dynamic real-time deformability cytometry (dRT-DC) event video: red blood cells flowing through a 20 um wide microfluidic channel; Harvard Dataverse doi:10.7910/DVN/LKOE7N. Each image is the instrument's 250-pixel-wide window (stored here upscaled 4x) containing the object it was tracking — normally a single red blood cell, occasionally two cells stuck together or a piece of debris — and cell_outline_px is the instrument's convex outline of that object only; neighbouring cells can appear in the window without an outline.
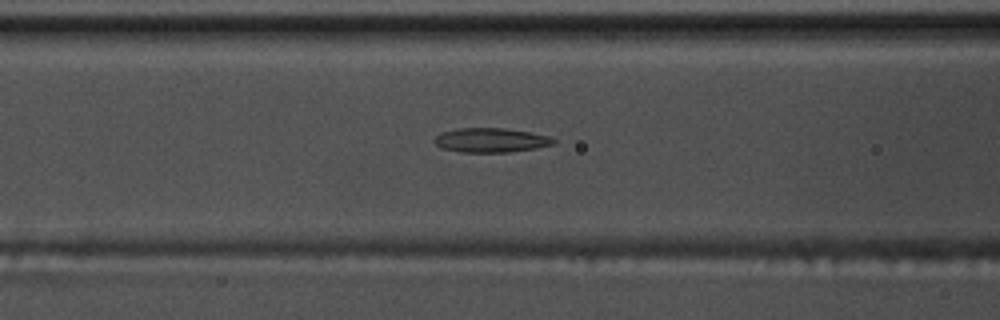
{"species": "common noctule bat (a hibernating species)", "species_latin": "Nyctalus noctula", "temperature_condition": "warm", "stored_images_in_passage": 46, "camera_frame_rate_fps": 3000, "um_per_image_px": 0.085, "animal": {"sex": "male", "body_mass_g": 17.5, "forearm_length_mm": 52.3}, "frame": {"image": 1, "passage_image": 23, "time_ms": 7.333, "image_size_px": [1000, 320], "cell_outline_px": [[556, 140], [552, 144], [536, 148], [512, 152], [460, 152], [440, 148], [432, 140], [440, 132], [460, 128], [504, 128], [528, 132], [548, 136]], "centroid_in_image_um": [41.66, 11.92], "position_along_channel_um": 124.9, "area_um2": 16.88}}
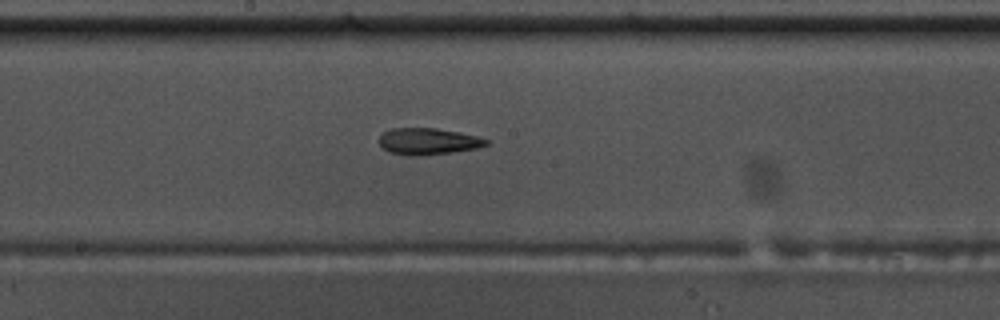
{"frame": {"image": 2, "passage_image": 30, "time_ms": 9.667, "image_size_px": [1000, 320], "cell_outline_px": [[492, 140], [488, 144], [476, 148], [452, 152], [416, 156], [412, 156], [388, 152], [380, 144], [380, 136], [384, 132], [392, 128], [436, 128], [460, 132]], "centroid_in_image_um": [36.41, 12.01], "position_along_channel_um": 211.8, "area_um2": 16.53}}
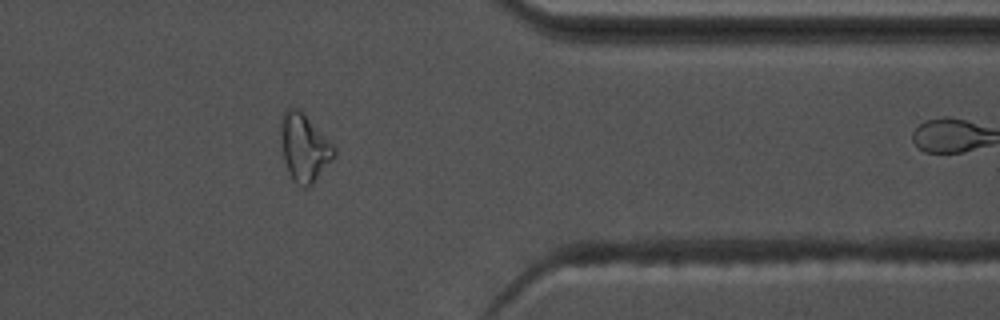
{"frame": {"image": 3, "passage_image": 45, "time_ms": 14.667, "image_size_px": [1000, 320], "cell_outline_px": [[336, 152], [312, 184], [304, 188], [296, 184], [292, 180], [288, 172], [284, 160], [280, 136], [280, 120], [284, 108], [300, 108], [304, 112], [336, 148]], "centroid_in_image_um": [25.81, 12.5], "position_along_channel_um": 385.6, "area_um2": 21.04}}